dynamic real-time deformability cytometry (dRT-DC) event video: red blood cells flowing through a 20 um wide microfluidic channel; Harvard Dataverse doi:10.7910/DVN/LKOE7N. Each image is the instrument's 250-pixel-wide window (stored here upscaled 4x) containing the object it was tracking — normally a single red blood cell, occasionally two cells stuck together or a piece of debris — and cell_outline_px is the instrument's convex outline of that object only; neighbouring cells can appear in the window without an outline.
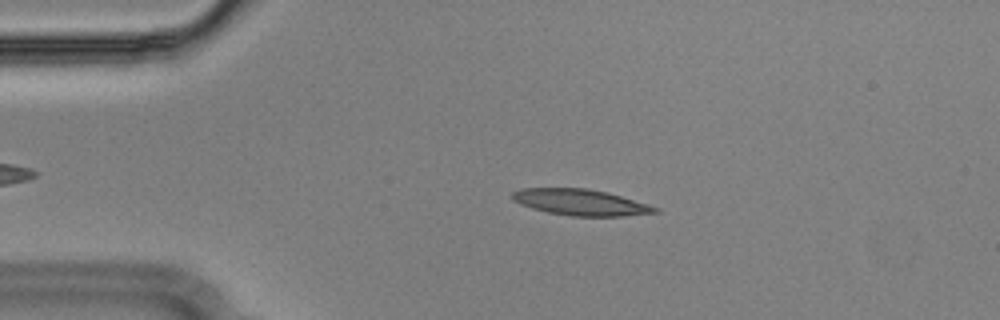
{"species": "Egyptian fruit bat (a non-hibernating species)", "species_latin": "Rousettus aegyptiacus", "temperature_condition": "cold", "stored_images_in_passage": 53, "camera_frame_rate_fps": 3000, "um_per_image_px": 0.085, "animal": {"sex": "male"}, "frame": {"image": 1, "passage_image": 10, "time_ms": 3.0, "image_size_px": [1000, 320], "cell_outline_px": [[660, 212], [624, 216], [568, 216], [548, 212], [532, 208], [520, 204], [512, 200], [512, 192], [520, 188], [588, 188], [608, 192], [648, 204], [660, 208]], "centroid_in_image_um": [49.36, 17.19], "position_along_channel_um": 35.6, "area_um2": 21.91}}
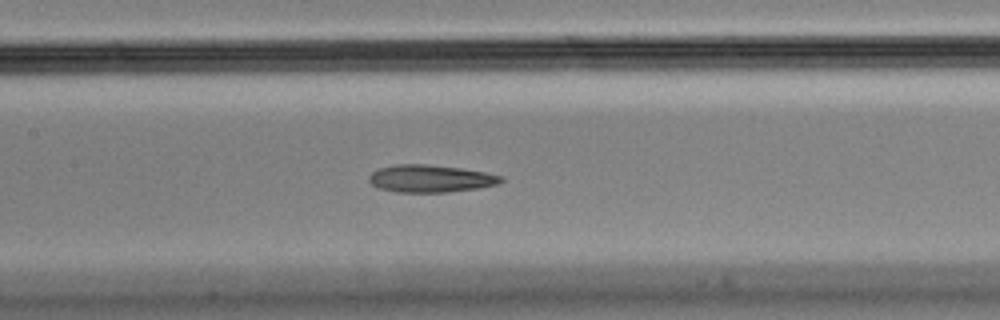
{"frame": {"image": 2, "passage_image": 24, "time_ms": 7.667, "image_size_px": [1000, 320], "cell_outline_px": [[504, 180], [496, 184], [480, 188], [448, 192], [396, 192], [376, 188], [368, 180], [368, 176], [372, 172], [380, 168], [396, 164], [424, 164], [460, 168], [484, 172], [504, 176]], "centroid_in_image_um": [36.57, 15.18], "position_along_channel_um": 170.8, "area_um2": 21.15}}
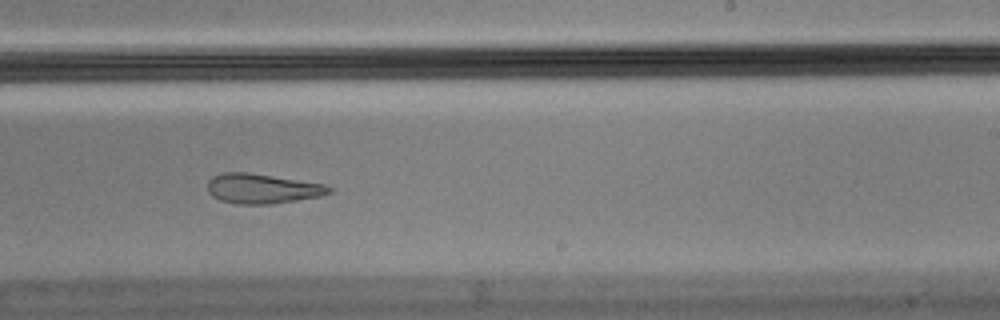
{"frame": {"image": 3, "passage_image": 32, "time_ms": 10.333, "image_size_px": [1000, 320], "cell_outline_px": [[336, 188], [332, 192], [320, 196], [272, 204], [236, 204], [220, 200], [212, 196], [208, 192], [208, 180], [212, 176], [224, 172], [248, 172], [324, 184]], "centroid_in_image_um": [22.29, 16.03], "position_along_channel_um": 266.7, "area_um2": 21.21}, "authors_computed_cell_mechanics": {"area_um2": 21.9062, "velocity_mm_per_s": 3.6075, "shape_relaxation_time_tau1_ms": null, "shape_relaxation_time_tau2_ms": 1.5829, "deformation_change_tau1": null, "deformation_change_tau2": 0.0899}}